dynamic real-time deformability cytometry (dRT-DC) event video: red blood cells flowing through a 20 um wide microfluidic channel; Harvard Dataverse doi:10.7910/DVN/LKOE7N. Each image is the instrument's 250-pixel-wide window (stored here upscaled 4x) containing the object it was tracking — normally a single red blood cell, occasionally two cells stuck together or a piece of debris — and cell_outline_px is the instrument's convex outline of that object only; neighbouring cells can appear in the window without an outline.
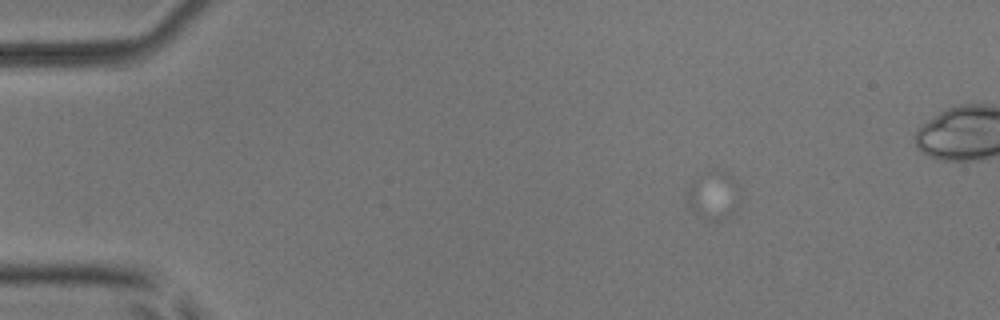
{"species": "common noctule bat (a hibernating species)", "species_latin": "Nyctalus noctula", "temperature_condition": "room temperature", "stored_images_in_passage": 5, "camera_frame_rate_fps": 3000, "um_per_image_px": 0.085, "animal": {"sex": "male", "body_mass_g": 17.9, "forearm_length_mm": 54.2}, "frame": {"image": 1, "passage_image": 1, "time_ms": 0.0, "image_size_px": [1000, 320], "cell_outline_px": [[732, 184], [728, 220], [704, 220], [688, 204], [688, 192], [692, 180], [712, 168], [716, 168], [728, 172], [732, 176]], "centroid_in_image_um": [60.47, 16.55], "position_along_channel_um": 24.5, "area_um2": 13.35}}